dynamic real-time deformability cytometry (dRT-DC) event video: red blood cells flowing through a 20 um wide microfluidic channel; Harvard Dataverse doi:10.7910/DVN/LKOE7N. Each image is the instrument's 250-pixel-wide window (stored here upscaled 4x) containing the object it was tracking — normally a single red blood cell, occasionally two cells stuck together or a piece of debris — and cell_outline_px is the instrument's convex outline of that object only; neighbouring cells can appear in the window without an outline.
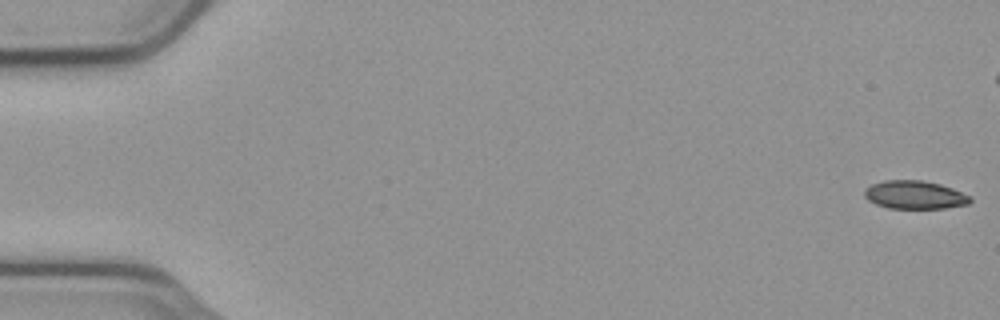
{"species": "common noctule bat (a hibernating species)", "species_latin": "Nyctalus noctula", "temperature_condition": "cold", "stored_images_in_passage": 48, "camera_frame_rate_fps": 3000, "um_per_image_px": 0.085, "animal": {"sex": "male", "body_mass_g": 23.1, "forearm_length_mm": 52.7}, "frame": {"image": 1, "passage_image": 1, "time_ms": 0.0, "image_size_px": [1000, 320], "cell_outline_px": [[972, 200], [968, 204], [944, 208], [888, 208], [876, 204], [868, 200], [864, 196], [864, 188], [872, 184], [884, 180], [924, 180], [940, 184], [952, 188], [968, 196]], "centroid_in_image_um": [77.7, 16.55], "position_along_channel_um": 7.3, "area_um2": 17.34}}
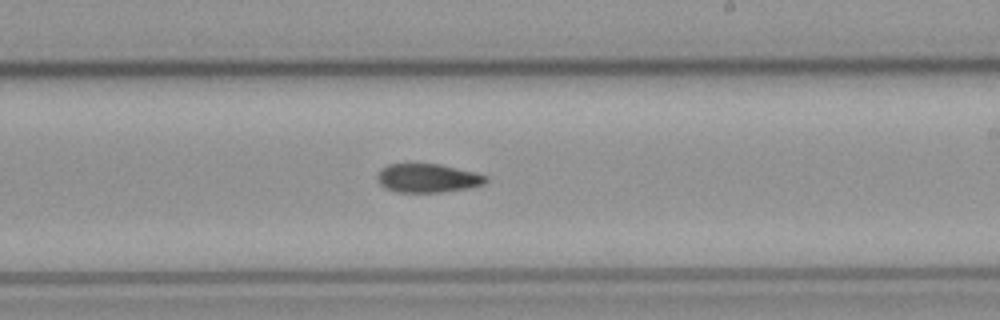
{"frame": {"image": 2, "passage_image": 33, "time_ms": 10.667, "image_size_px": [1000, 320], "cell_outline_px": [[488, 180], [484, 184], [468, 188], [444, 192], [396, 192], [384, 188], [376, 180], [376, 176], [388, 164], [440, 164], [476, 172], [488, 176]], "centroid_in_image_um": [36.37, 15.15], "position_along_channel_um": 252.6, "area_um2": 18.26}}
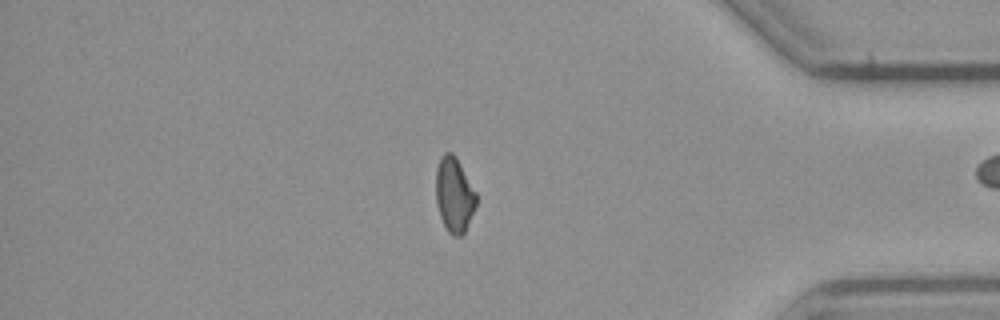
{"frame": {"image": 3, "passage_image": 47, "time_ms": 15.333, "image_size_px": [1000, 320], "cell_outline_px": [[476, 204], [464, 232], [460, 236], [452, 236], [448, 232], [440, 216], [436, 200], [436, 168], [444, 152], [452, 152], [456, 156], [476, 192]], "centroid_in_image_um": [38.6, 16.54], "position_along_channel_um": 396.6, "area_um2": 17.4}}